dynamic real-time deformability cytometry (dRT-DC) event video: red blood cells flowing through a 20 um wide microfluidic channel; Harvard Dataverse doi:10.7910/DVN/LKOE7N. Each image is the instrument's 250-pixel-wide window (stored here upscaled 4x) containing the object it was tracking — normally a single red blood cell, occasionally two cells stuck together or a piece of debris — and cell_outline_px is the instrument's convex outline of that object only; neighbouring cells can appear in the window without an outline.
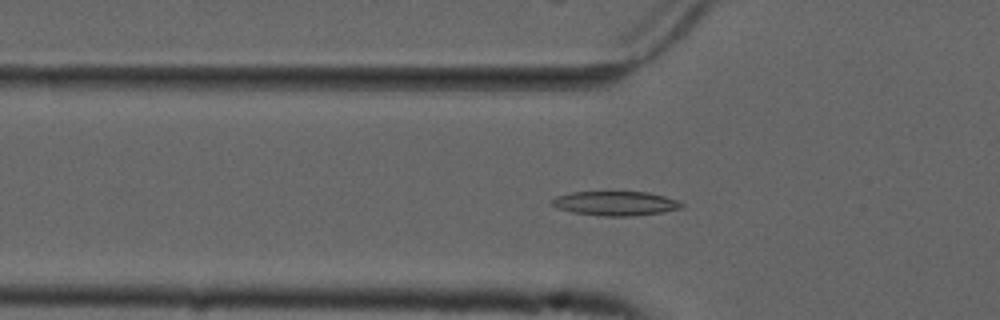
{"species": "common noctule bat (a hibernating species)", "species_latin": "Nyctalus noctula", "temperature_condition": "cold", "stored_images_in_passage": 57, "camera_frame_rate_fps": 3000, "um_per_image_px": 0.085, "animal": {"sex": "male", "forearm_length_mm": 52.5}, "frame": {"image": 1, "passage_image": 19, "time_ms": 6.0, "image_size_px": [1000, 320], "cell_outline_px": [[684, 208], [664, 212], [632, 216], [604, 216], [572, 212], [556, 208], [548, 200], [556, 196], [572, 192], [648, 192], [664, 196], [676, 200], [684, 204]], "centroid_in_image_um": [52.3, 17.29], "position_along_channel_um": 73.5, "area_um2": 18.5}}
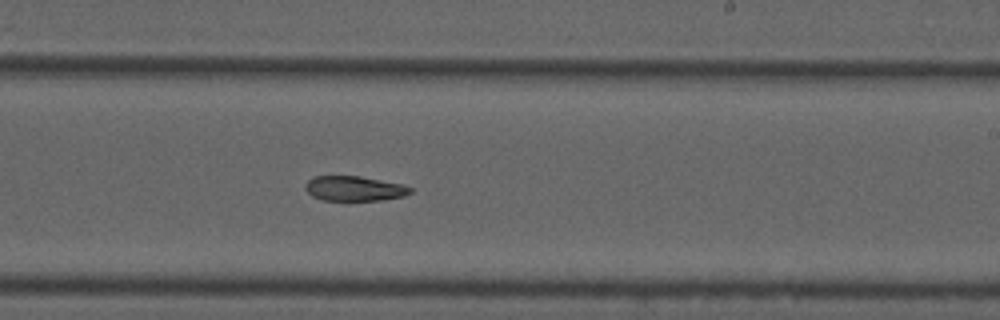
{"frame": {"image": 2, "passage_image": 34, "time_ms": 11.0, "image_size_px": [1000, 320], "cell_outline_px": [[412, 192], [404, 196], [384, 200], [320, 200], [312, 196], [304, 188], [304, 184], [308, 180], [316, 176], [360, 176], [400, 184], [412, 188]], "centroid_in_image_um": [30.09, 16.03], "position_along_channel_um": 258.9, "area_um2": 15.2}}
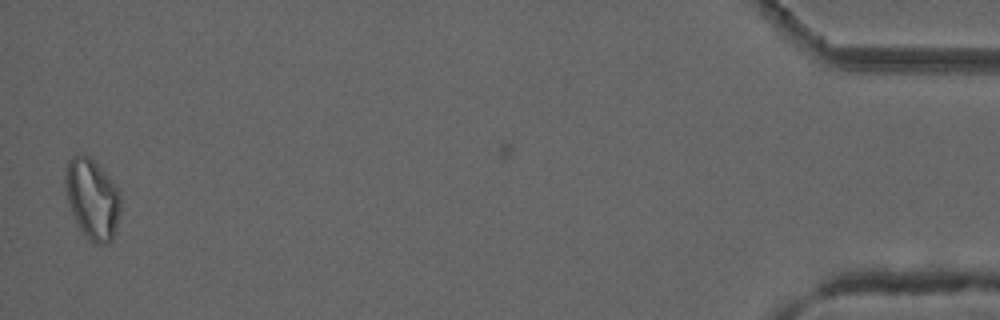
{"frame": {"image": 3, "passage_image": 55, "time_ms": 18.0, "image_size_px": [1000, 320], "cell_outline_px": [[120, 212], [112, 240], [108, 244], [92, 244], [80, 228], [72, 212], [68, 200], [64, 184], [64, 172], [68, 160], [72, 156], [84, 152], [108, 176], [120, 192]], "centroid_in_image_um": [7.83, 16.89], "position_along_channel_um": 427.4, "area_um2": 25.84}}